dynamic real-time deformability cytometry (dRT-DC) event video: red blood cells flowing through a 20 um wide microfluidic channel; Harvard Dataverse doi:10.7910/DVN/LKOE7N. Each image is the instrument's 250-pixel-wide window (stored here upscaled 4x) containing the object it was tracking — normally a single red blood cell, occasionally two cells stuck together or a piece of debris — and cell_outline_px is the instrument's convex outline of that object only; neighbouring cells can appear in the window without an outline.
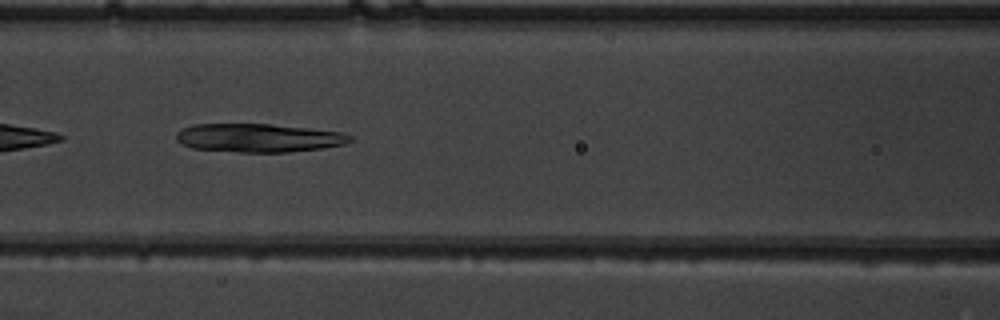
{"species": "common noctule bat (a hibernating species)", "species_latin": "Nyctalus noctula", "temperature_condition": "warm", "stored_images_in_passage": 39, "camera_frame_rate_fps": 3000, "um_per_image_px": 0.085, "animal": {"sex": "male", "body_mass_g": 19.5, "forearm_length_mm": 54.6}, "frame": {"image": 1, "passage_image": 11, "time_ms": 3.333, "image_size_px": [1000, 320], "cell_outline_px": [[352, 140], [344, 144], [320, 148], [288, 152], [240, 152], [192, 148], [176, 140], [176, 132], [180, 128], [192, 124], [268, 124], [308, 128], [340, 132], [352, 136]], "centroid_in_image_um": [21.93, 11.71], "position_along_channel_um": 144.7, "area_um2": 28.73}}
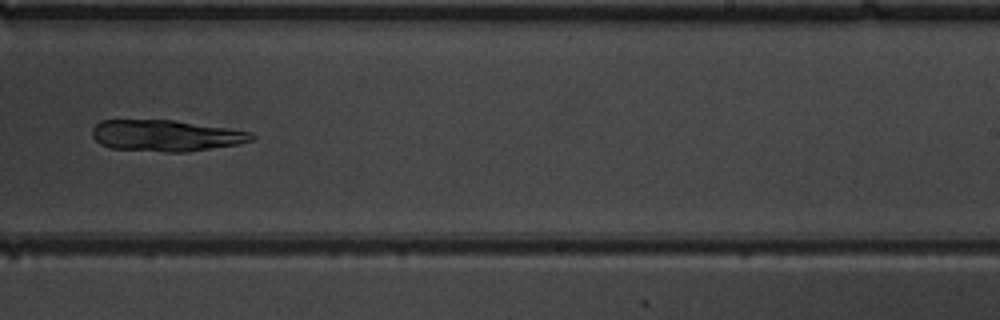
{"frame": {"image": 2, "passage_image": 21, "time_ms": 6.667, "image_size_px": [1000, 320], "cell_outline_px": [[256, 136], [252, 140], [236, 144], [188, 152], [164, 152], [112, 148], [100, 144], [92, 136], [92, 128], [100, 120], [172, 120], [228, 128], [252, 132]], "centroid_in_image_um": [14.08, 11.52], "position_along_channel_um": 274.9, "area_um2": 29.02}}
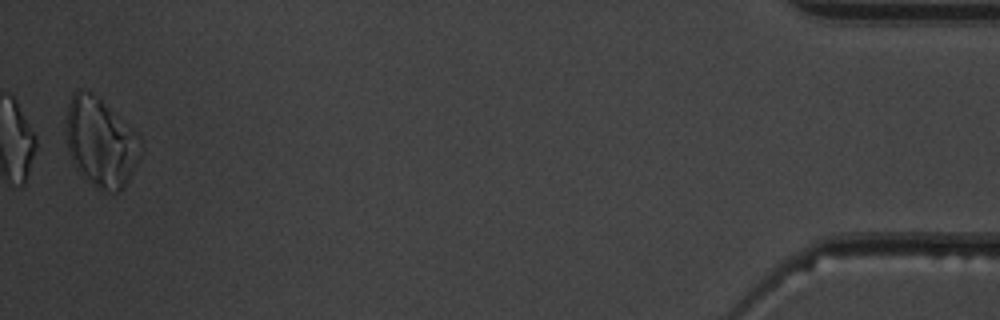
{"frame": {"image": 3, "passage_image": 39, "time_ms": 12.667, "image_size_px": [1000, 320], "cell_outline_px": [[140, 156], [124, 188], [120, 192], [104, 192], [76, 168], [68, 152], [64, 132], [64, 120], [68, 104], [72, 92], [76, 88], [80, 88], [92, 92], [100, 96], [140, 136]], "centroid_in_image_um": [8.52, 12.01], "position_along_channel_um": 426.7, "area_um2": 39.36}}